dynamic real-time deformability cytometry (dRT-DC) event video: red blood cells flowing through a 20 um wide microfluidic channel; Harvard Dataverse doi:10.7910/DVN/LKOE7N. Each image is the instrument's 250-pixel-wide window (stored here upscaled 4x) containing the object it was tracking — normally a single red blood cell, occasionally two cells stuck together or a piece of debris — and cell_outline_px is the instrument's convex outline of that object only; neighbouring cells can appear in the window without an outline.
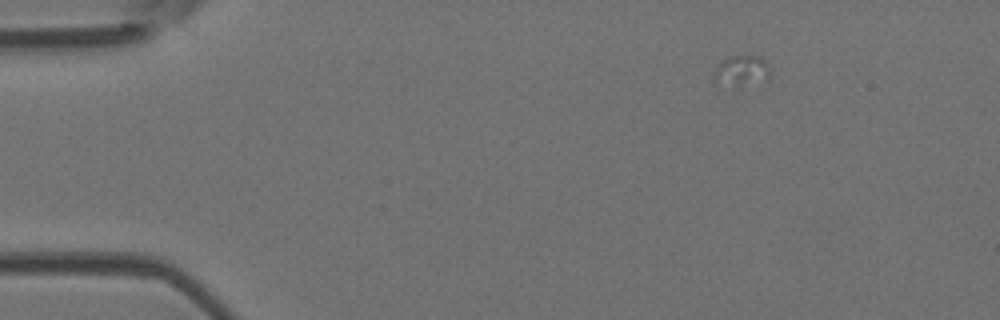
{"species": "Egyptian fruit bat (a non-hibernating species)", "species_latin": "Rousettus aegyptiacus", "temperature_condition": "room temperature", "stored_images_in_passage": 4, "camera_frame_rate_fps": 3000, "um_per_image_px": 0.085, "animal": {"sex": "female"}, "frame": {"image": 1, "passage_image": 2, "time_ms": 1.0, "image_size_px": [1000, 320], "cell_outline_px": [[768, 80], [740, 88], [736, 88], [712, 76], [720, 60], [728, 56], [756, 56], [764, 60], [768, 64]], "centroid_in_image_um": [63.05, 6.02], "position_along_channel_um": 21.9, "area_um2": 10.0}}